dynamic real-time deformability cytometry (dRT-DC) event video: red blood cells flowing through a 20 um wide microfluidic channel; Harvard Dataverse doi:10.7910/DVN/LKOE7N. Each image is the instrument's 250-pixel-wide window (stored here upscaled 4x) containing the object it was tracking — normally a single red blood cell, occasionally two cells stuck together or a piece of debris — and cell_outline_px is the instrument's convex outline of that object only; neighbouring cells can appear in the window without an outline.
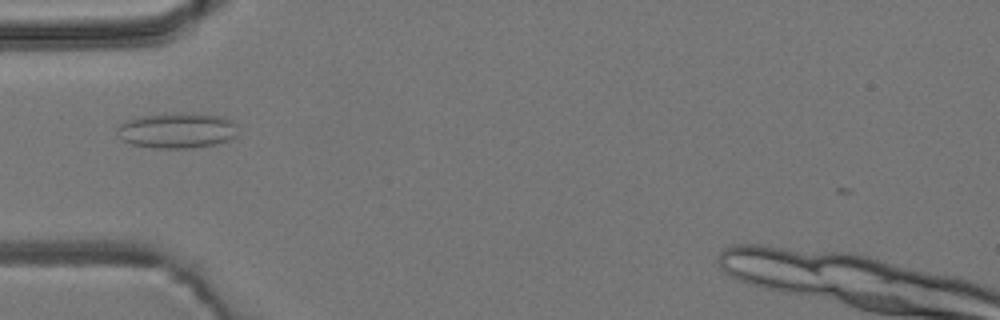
{"species": "common noctule bat (a hibernating species)", "species_latin": "Nyctalus noctula", "temperature_condition": "room temperature", "stored_images_in_passage": 1, "camera_frame_rate_fps": 3000, "um_per_image_px": 0.085, "animal": {"sex": "male", "body_mass_g": 19.2, "forearm_length_mm": 51.8}, "frame": {"image": 1, "passage_image": 1, "time_ms": 0.0, "image_size_px": [1000, 320], "cell_outline_px": [[236, 136], [232, 140], [216, 144], [192, 148], [152, 148], [132, 144], [120, 140], [116, 132], [116, 128], [124, 120], [140, 116], [176, 112], [192, 112], [224, 116], [232, 120], [236, 124]], "centroid_in_image_um": [15.05, 11.07], "position_along_channel_um": 70.0, "area_um2": 25.72}}